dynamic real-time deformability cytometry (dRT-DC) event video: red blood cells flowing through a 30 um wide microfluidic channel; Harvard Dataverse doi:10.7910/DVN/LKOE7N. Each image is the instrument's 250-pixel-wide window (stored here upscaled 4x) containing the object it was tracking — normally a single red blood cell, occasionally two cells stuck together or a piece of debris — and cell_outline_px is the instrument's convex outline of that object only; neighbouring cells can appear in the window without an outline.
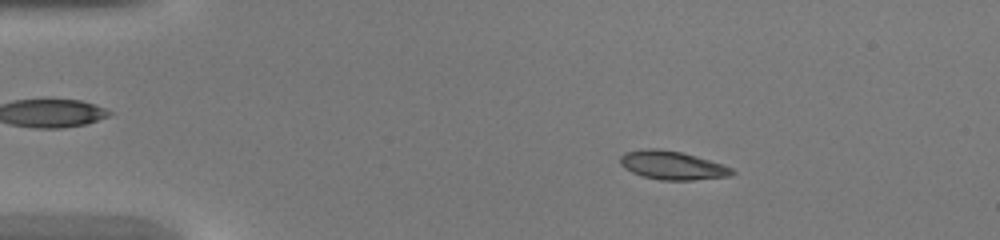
{"species": "common noctule bat (a hibernating species)", "species_latin": "Nyctalus noctula", "temperature_condition": "warm", "stored_images_in_passage": 44, "camera_frame_rate_fps": 3000, "um_per_image_px": 0.085, "animal": {"sex": "female", "body_mass_g": 20.0, "forearm_length_mm": 54.0}, "frame": {"image": 1, "passage_image": 7, "time_ms": 2.0, "image_size_px": [1000, 240], "cell_outline_px": [[736, 172], [732, 176], [692, 180], [660, 180], [644, 176], [632, 172], [624, 168], [620, 164], [620, 156], [624, 152], [644, 148], [656, 148], [680, 152], [696, 156], [724, 164], [732, 168]], "centroid_in_image_um": [57.15, 14.05], "position_along_channel_um": 27.8, "area_um2": 18.73}}
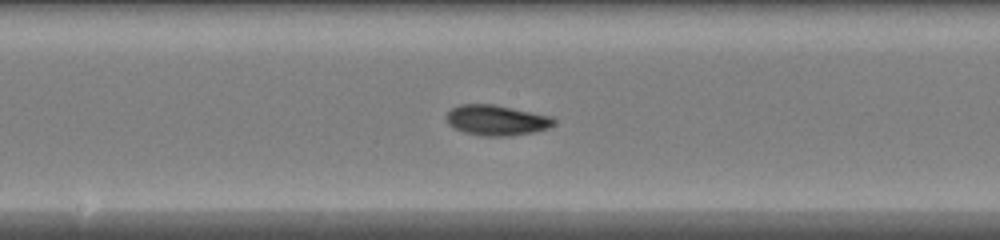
{"frame": {"image": 2, "passage_image": 23, "time_ms": 7.333, "image_size_px": [1000, 240], "cell_outline_px": [[556, 124], [548, 128], [532, 132], [512, 136], [484, 136], [464, 132], [448, 124], [444, 116], [452, 108], [460, 104], [492, 104], [552, 116], [556, 120]], "centroid_in_image_um": [42.21, 10.22], "position_along_channel_um": 206.0, "area_um2": 19.07}}
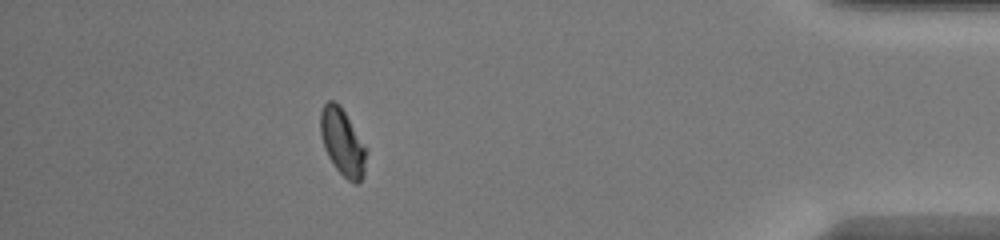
{"frame": {"image": 3, "passage_image": 39, "time_ms": 12.667, "image_size_px": [1000, 240], "cell_outline_px": [[368, 148], [364, 176], [356, 184], [348, 180], [336, 168], [328, 156], [324, 148], [320, 132], [320, 112], [324, 104], [328, 100], [332, 100], [340, 104]], "centroid_in_image_um": [29.14, 12.07], "position_along_channel_um": 406.1, "area_um2": 18.15}}